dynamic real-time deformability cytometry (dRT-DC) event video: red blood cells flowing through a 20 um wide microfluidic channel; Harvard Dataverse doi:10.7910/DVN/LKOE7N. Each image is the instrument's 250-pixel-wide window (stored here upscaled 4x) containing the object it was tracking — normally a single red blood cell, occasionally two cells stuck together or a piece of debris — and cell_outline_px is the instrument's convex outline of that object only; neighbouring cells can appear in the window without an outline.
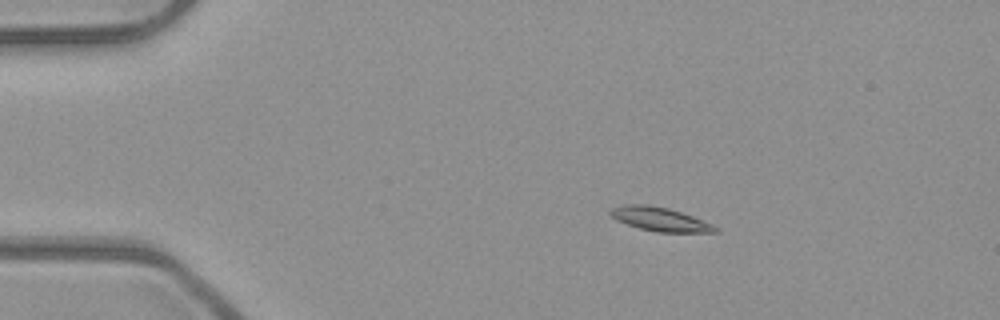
{"species": "common noctule bat (a hibernating species)", "species_latin": "Nyctalus noctula", "temperature_condition": "room temperature", "stored_images_in_passage": 52, "camera_frame_rate_fps": 3000, "um_per_image_px": 0.085, "animal": {"sex": "male", "body_mass_g": 23.1, "forearm_length_mm": 52.7}, "frame": {"image": 1, "passage_image": 9, "time_ms": 2.667, "image_size_px": [1000, 320], "cell_outline_px": [[720, 232], [656, 232], [640, 228], [616, 220], [608, 212], [612, 208], [628, 204], [648, 204], [668, 208], [692, 216], [712, 224], [720, 228]], "centroid_in_image_um": [56.12, 18.63], "position_along_channel_um": 28.9, "area_um2": 14.45}}
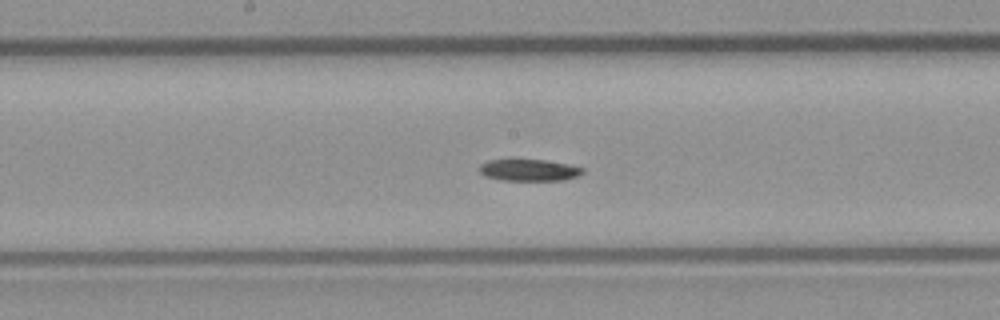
{"frame": {"image": 2, "passage_image": 27, "time_ms": 8.667, "image_size_px": [1000, 320], "cell_outline_px": [[584, 172], [576, 176], [564, 180], [504, 180], [484, 176], [480, 172], [480, 164], [488, 160], [544, 160], [568, 164], [584, 168]], "centroid_in_image_um": [44.97, 14.46], "position_along_channel_um": 203.2, "area_um2": 12.89}}
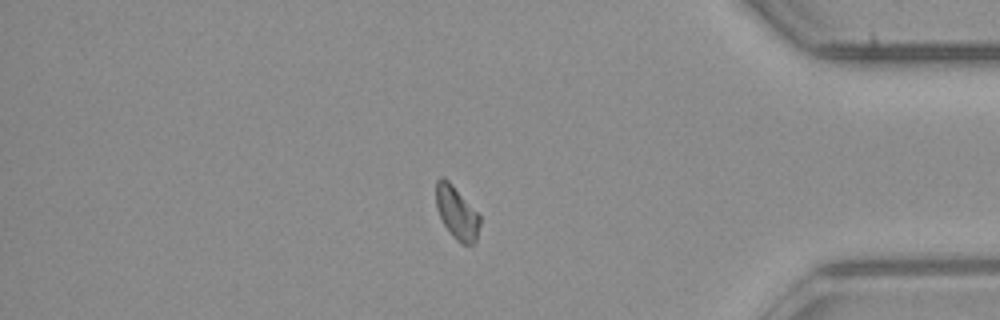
{"frame": {"image": 3, "passage_image": 44, "time_ms": 14.333, "image_size_px": [1000, 320], "cell_outline_px": [[480, 224], [476, 240], [472, 244], [464, 244], [456, 240], [452, 236], [444, 224], [436, 208], [436, 180], [440, 176], [444, 176], [452, 184], [480, 216]], "centroid_in_image_um": [38.8, 18.06], "position_along_channel_um": 396.4, "area_um2": 13.35}, "authors_computed_cell_mechanics": {"area_um2": 13.7564, "velocity_mm_per_s": 3.9686, "shape_relaxation_time_tau1_ms": 8.0068, "shape_relaxation_time_tau2_ms": null, "deformation_change_tau1": 0.1542, "deformation_change_tau2": null}}